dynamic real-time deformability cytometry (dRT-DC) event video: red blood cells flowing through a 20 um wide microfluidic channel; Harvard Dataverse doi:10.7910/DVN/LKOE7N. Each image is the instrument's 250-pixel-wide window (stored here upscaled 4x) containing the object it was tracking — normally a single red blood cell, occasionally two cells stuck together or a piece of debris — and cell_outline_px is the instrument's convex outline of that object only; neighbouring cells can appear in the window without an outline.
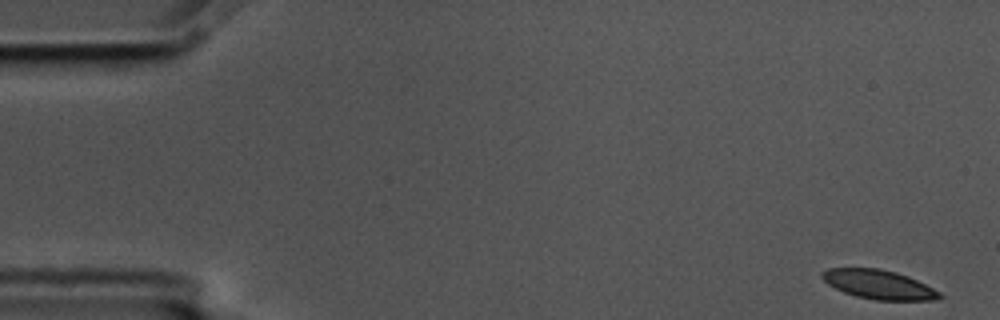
{"species": "common noctule bat (a hibernating species)", "species_latin": "Nyctalus noctula", "temperature_condition": "cold", "stored_images_in_passage": 56, "camera_frame_rate_fps": 3000, "um_per_image_px": 0.085, "animal": {"sex": "male", "body_mass_g": 17.5, "forearm_length_mm": 52.3}, "frame": {"image": 1, "passage_image": 1, "time_ms": 0.0, "image_size_px": [1000, 320], "cell_outline_px": [[944, 296], [936, 300], [876, 300], [856, 296], [844, 292], [828, 284], [820, 276], [820, 272], [828, 268], [880, 268], [896, 272], [908, 276], [940, 292]], "centroid_in_image_um": [74.68, 24.17], "position_along_channel_um": 10.3, "area_um2": 19.88}}
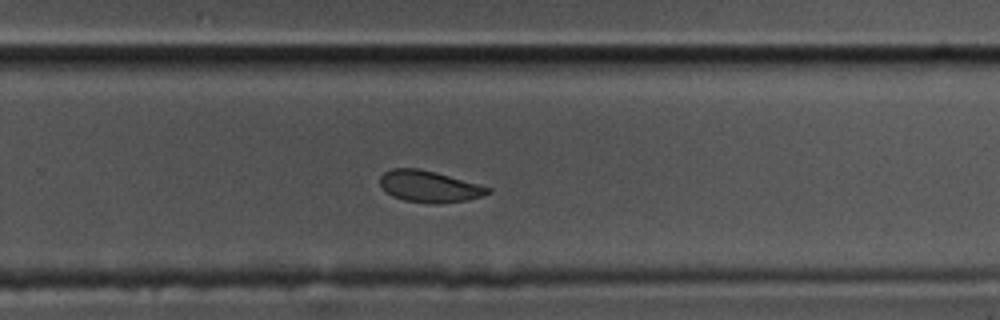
{"frame": {"image": 2, "passage_image": 36, "time_ms": 11.667, "image_size_px": [1000, 320], "cell_outline_px": [[492, 192], [468, 200], [436, 204], [432, 204], [404, 200], [392, 196], [380, 184], [380, 176], [384, 172], [392, 168], [420, 168], [436, 172], [492, 188]], "centroid_in_image_um": [36.49, 15.85], "position_along_channel_um": 293.3, "area_um2": 19.77}}
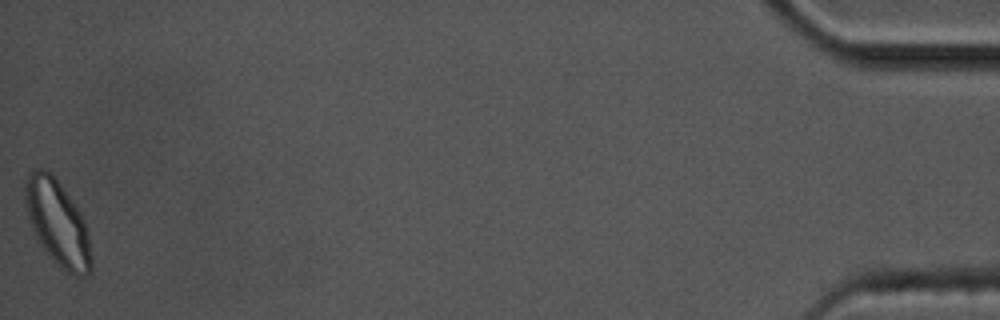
{"frame": {"image": 3, "passage_image": 56, "time_ms": 18.333, "image_size_px": [1000, 320], "cell_outline_px": [[92, 268], [84, 276], [72, 276], [44, 248], [36, 236], [32, 228], [28, 216], [24, 200], [24, 180], [28, 172], [32, 168], [48, 168], [52, 172], [80, 212], [84, 220], [88, 232], [92, 260]], "centroid_in_image_um": [4.87, 18.85], "position_along_channel_um": 430.3, "area_um2": 32.71}, "authors_computed_cell_mechanics": {"area_um2": 20.8658, "velocity_mm_per_s": 3.5234, "shape_relaxation_time_tau1_ms": 6.9957, "shape_relaxation_time_tau2_ms": 3.7067, "deformation_change_tau1": 0.116, "deformation_change_tau2": 0.0685}}